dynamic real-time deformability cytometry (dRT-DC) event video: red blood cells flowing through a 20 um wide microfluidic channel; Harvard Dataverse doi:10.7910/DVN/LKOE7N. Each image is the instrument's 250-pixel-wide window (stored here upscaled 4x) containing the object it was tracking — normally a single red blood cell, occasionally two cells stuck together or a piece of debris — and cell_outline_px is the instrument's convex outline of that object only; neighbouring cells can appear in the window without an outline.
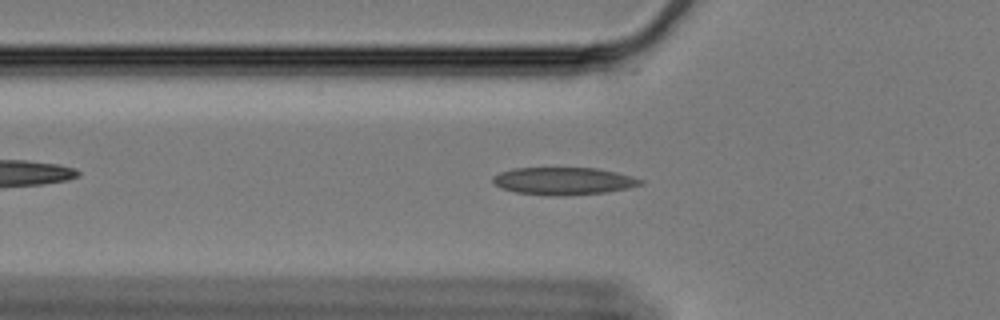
{"species": "Egyptian fruit bat (a non-hibernating species)", "species_latin": "Rousettus aegyptiacus", "temperature_condition": "cold", "stored_images_in_passage": 37, "camera_frame_rate_fps": 3000, "um_per_image_px": 0.085, "animal": {"sex": "female"}, "frame": {"image": 1, "passage_image": 3, "time_ms": 0.667, "image_size_px": [1000, 320], "cell_outline_px": [[644, 184], [628, 188], [604, 192], [564, 196], [556, 196], [516, 192], [504, 188], [496, 184], [492, 180], [492, 176], [500, 172], [512, 168], [596, 168], [616, 172], [632, 176], [644, 180]], "centroid_in_image_um": [47.93, 15.38], "position_along_channel_um": 77.9, "area_um2": 23.52}}
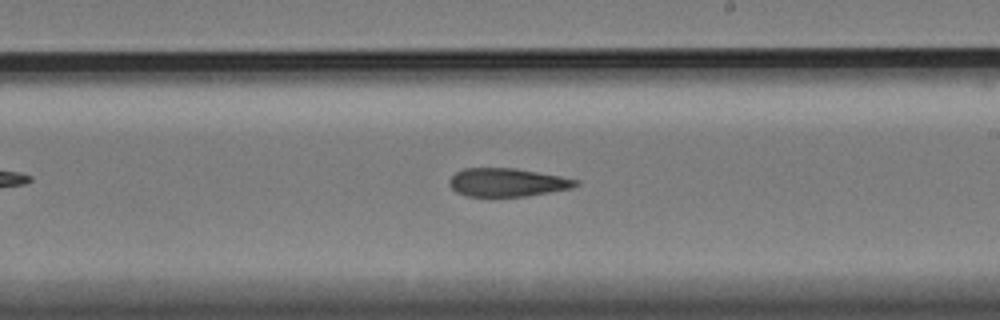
{"frame": {"image": 2, "passage_image": 18, "time_ms": 5.667, "image_size_px": [1000, 320], "cell_outline_px": [[580, 184], [572, 188], [528, 196], [468, 196], [456, 192], [448, 184], [448, 180], [456, 172], [464, 168], [516, 168], [560, 176], [580, 180]], "centroid_in_image_um": [43.12, 15.5], "position_along_channel_um": 245.9, "area_um2": 20.92}}
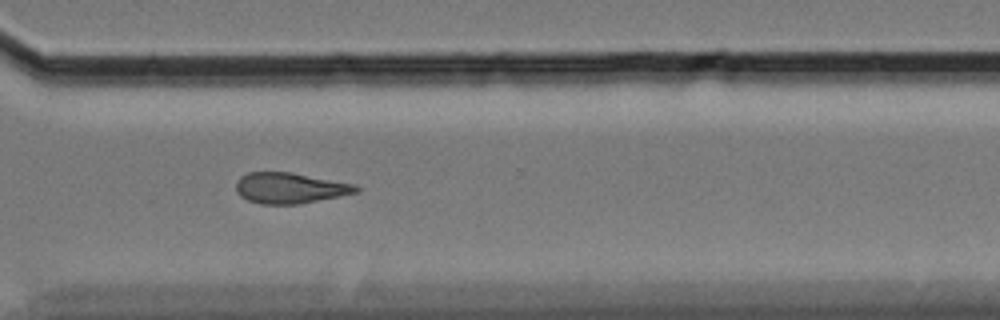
{"frame": {"image": 3, "passage_image": 27, "time_ms": 8.667, "image_size_px": [1000, 320], "cell_outline_px": [[360, 192], [300, 204], [260, 204], [248, 200], [240, 196], [236, 192], [236, 180], [240, 176], [248, 172], [292, 172], [356, 184], [360, 188]], "centroid_in_image_um": [24.65, 15.98], "position_along_channel_um": 345.9, "area_um2": 21.79}}